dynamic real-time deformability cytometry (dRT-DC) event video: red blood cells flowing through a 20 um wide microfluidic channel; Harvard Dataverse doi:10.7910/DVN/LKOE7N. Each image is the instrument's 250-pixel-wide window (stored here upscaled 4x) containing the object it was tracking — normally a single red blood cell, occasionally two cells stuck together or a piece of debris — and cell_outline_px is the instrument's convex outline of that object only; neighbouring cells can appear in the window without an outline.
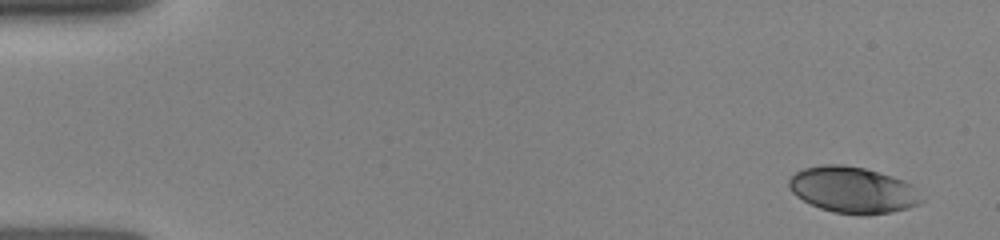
{"species": "human", "species_latin": "Homo sapiens", "temperature_condition": "room temperature", "stored_images_in_passage": 16, "camera_frame_rate_fps": 3000, "um_per_image_px": 0.085, "donor": {"sex": "female"}, "frame": {"image": 1, "passage_image": 1, "time_ms": 0.0, "image_size_px": [1000, 240], "cell_outline_px": [[924, 200], [920, 204], [908, 208], [888, 212], [864, 216], [832, 212], [820, 208], [796, 196], [788, 188], [788, 180], [796, 172], [804, 168], [824, 164], [844, 164], [864, 168], [892, 176], [904, 180], [912, 184], [916, 188]], "centroid_in_image_um": [72.51, 16.15], "position_along_channel_um": 12.5, "area_um2": 35.95}}
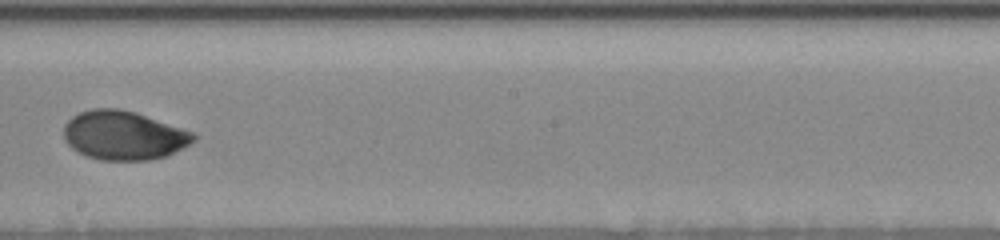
{"frame": {"image": 2, "passage_image": 9, "time_ms": 8.667, "image_size_px": [1000, 240], "cell_outline_px": [[196, 140], [168, 156], [148, 160], [100, 160], [84, 156], [76, 152], [64, 140], [64, 124], [72, 116], [80, 112], [92, 108], [120, 108], [136, 112], [196, 132]], "centroid_in_image_um": [10.52, 11.5], "position_along_channel_um": 237.7, "area_um2": 37.57}}
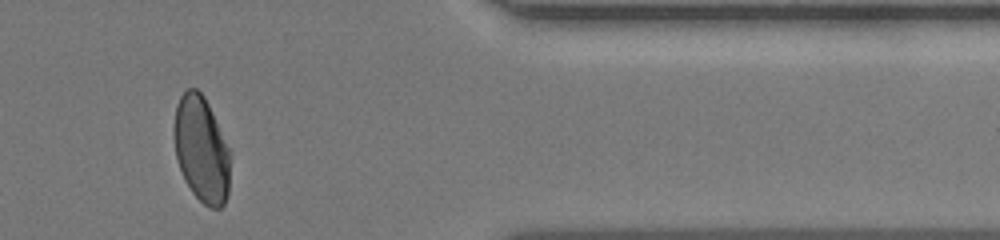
{"frame": {"image": 3, "passage_image": 13, "time_ms": 13.0, "image_size_px": [1000, 240], "cell_outline_px": [[228, 196], [224, 204], [220, 208], [208, 208], [192, 192], [184, 180], [176, 156], [172, 132], [172, 128], [176, 104], [180, 96], [188, 88], [196, 88], [204, 96], [208, 104], [228, 148]], "centroid_in_image_um": [17.07, 12.69], "position_along_channel_um": 394.3, "area_um2": 34.45}}